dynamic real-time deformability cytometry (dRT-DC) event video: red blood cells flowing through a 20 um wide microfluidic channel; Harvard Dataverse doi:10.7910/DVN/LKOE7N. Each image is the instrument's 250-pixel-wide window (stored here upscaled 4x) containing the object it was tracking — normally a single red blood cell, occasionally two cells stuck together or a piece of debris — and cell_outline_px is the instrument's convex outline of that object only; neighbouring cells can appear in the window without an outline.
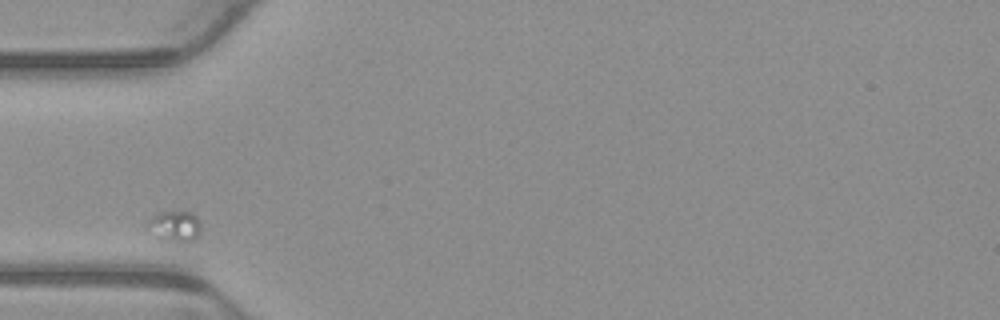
{"species": "common noctule bat (a hibernating species)", "species_latin": "Nyctalus noctula", "temperature_condition": "warm", "stored_images_in_passage": 2, "camera_frame_rate_fps": 3000, "um_per_image_px": 0.085, "animal": {"sex": "male", "body_mass_g": 23.1, "forearm_length_mm": 52.7}, "frame": {"image": 1, "passage_image": 1, "time_ms": 0.0, "image_size_px": [1000, 320], "cell_outline_px": [[200, 236], [192, 240], [180, 244], [176, 244], [160, 240], [144, 224], [156, 212], [192, 212], [200, 220]], "centroid_in_image_um": [14.85, 19.26], "position_along_channel_um": 70.2, "area_um2": 10.06}}